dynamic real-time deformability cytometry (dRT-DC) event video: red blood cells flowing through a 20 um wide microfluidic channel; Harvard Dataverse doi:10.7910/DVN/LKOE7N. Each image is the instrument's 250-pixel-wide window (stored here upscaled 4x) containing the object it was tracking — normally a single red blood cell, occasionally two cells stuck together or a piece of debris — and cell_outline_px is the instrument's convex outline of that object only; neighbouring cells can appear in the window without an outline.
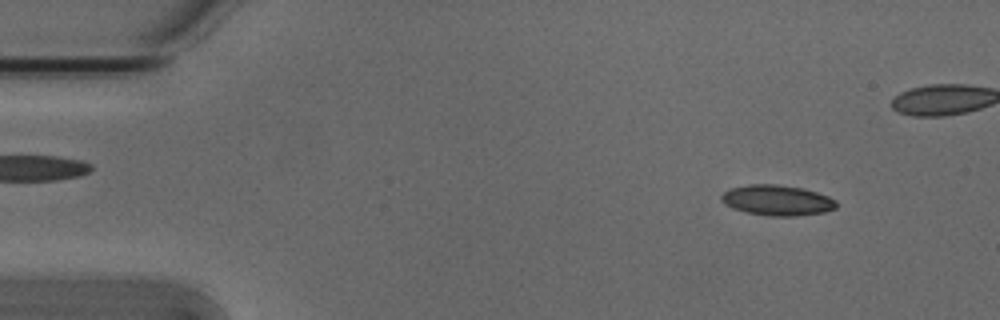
{"species": "Egyptian fruit bat (a non-hibernating species)", "species_latin": "Rousettus aegyptiacus", "temperature_condition": "cold", "stored_images_in_passage": 46, "camera_frame_rate_fps": 3000, "um_per_image_px": 0.085, "animal": {"sex": "male"}, "frame": {"image": 1, "passage_image": 5, "time_ms": 1.333, "image_size_px": [1000, 320], "cell_outline_px": [[836, 208], [824, 212], [796, 216], [772, 216], [748, 212], [732, 208], [724, 204], [720, 200], [720, 196], [728, 188], [748, 184], [780, 184], [804, 188], [828, 196], [836, 200]], "centroid_in_image_um": [66.03, 17.01], "position_along_channel_um": 19.0, "area_um2": 20.58}}
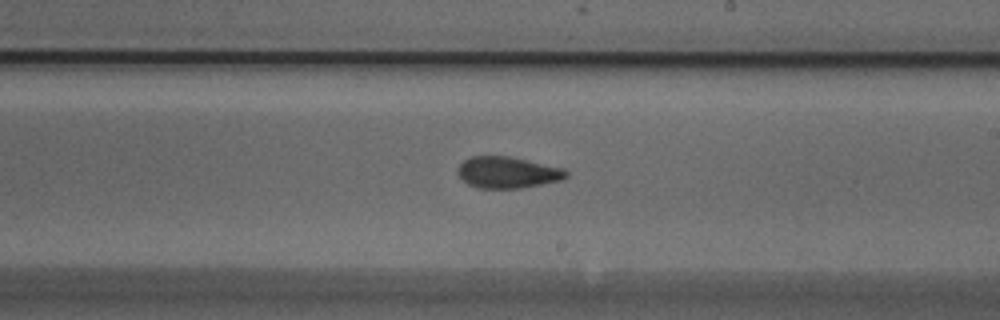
{"frame": {"image": 2, "passage_image": 30, "time_ms": 9.667, "image_size_px": [1000, 320], "cell_outline_px": [[568, 176], [564, 180], [520, 188], [476, 188], [468, 184], [456, 172], [456, 168], [464, 160], [472, 156], [512, 156], [564, 168], [568, 172]], "centroid_in_image_um": [43.16, 14.65], "position_along_channel_um": 245.8, "area_um2": 20.11}}
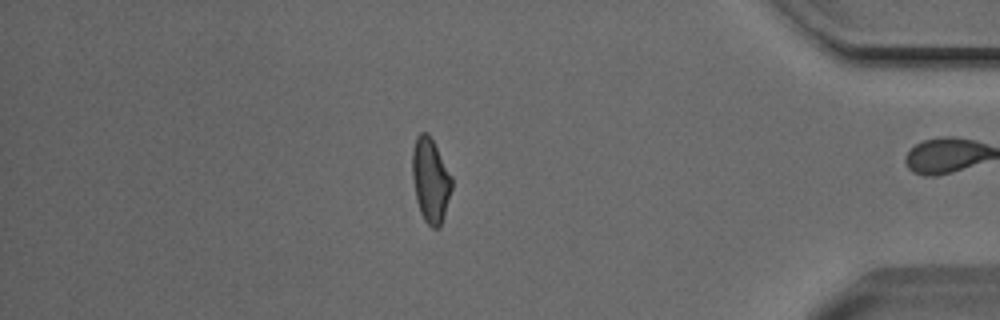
{"frame": {"image": 3, "passage_image": 45, "time_ms": 14.667, "image_size_px": [1000, 320], "cell_outline_px": [[452, 188], [444, 216], [440, 228], [432, 228], [424, 220], [420, 212], [416, 200], [412, 176], [412, 152], [416, 136], [420, 132], [428, 132], [452, 176]], "centroid_in_image_um": [36.59, 15.33], "position_along_channel_um": 398.6, "area_um2": 19.48}, "authors_computed_cell_mechanics": {"area_um2": 20.0566, "velocity_mm_per_s": 3.8261, "shape_relaxation_time_tau1_ms": 6.6963, "shape_relaxation_time_tau2_ms": 4.9941, "deformation_change_tau1": 0.1641, "deformation_change_tau2": 0.1004}}